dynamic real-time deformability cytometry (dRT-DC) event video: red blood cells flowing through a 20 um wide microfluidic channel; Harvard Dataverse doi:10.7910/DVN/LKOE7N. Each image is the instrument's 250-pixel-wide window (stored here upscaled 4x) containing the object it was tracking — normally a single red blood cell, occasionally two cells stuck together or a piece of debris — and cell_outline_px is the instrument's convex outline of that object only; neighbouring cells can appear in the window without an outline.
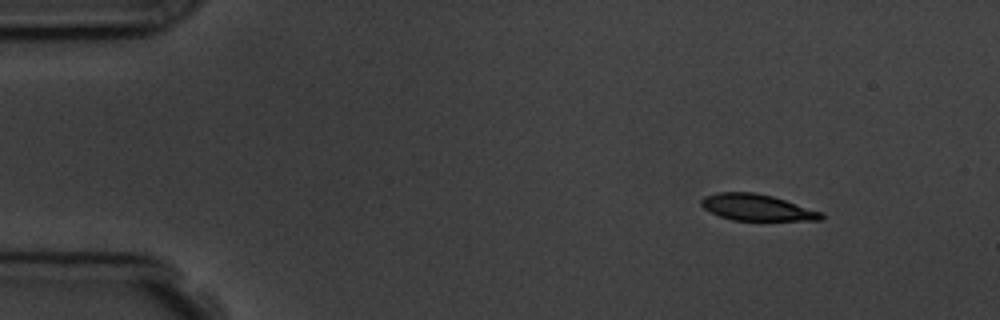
{"species": "common noctule bat (a hibernating species)", "species_latin": "Nyctalus noctula", "temperature_condition": "room temperature", "stored_images_in_passage": 8, "camera_frame_rate_fps": 3000, "um_per_image_px": 0.085, "animal": {"sex": "male", "body_mass_g": 19.5, "forearm_length_mm": 54.6}, "frame": {"image": 1, "passage_image": 1, "time_ms": 0.0, "image_size_px": [1000, 320], "cell_outline_px": [[824, 216], [820, 220], [732, 220], [720, 216], [704, 208], [700, 204], [700, 200], [704, 196], [716, 192], [756, 192], [772, 196], [824, 212]], "centroid_in_image_um": [64.33, 17.62], "position_along_channel_um": 20.7, "area_um2": 18.44}}
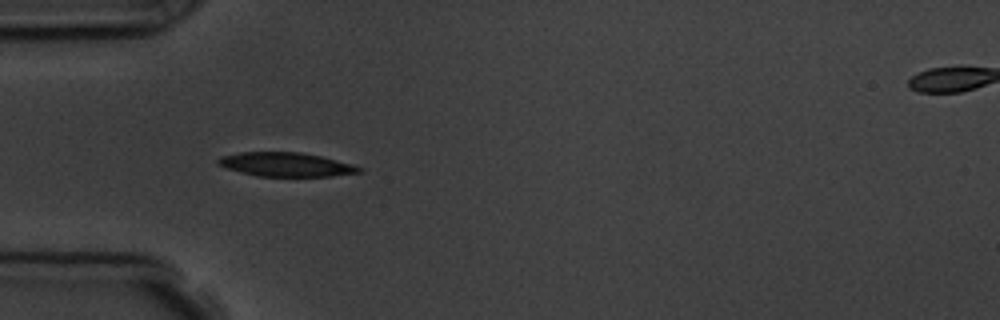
{"frame": {"image": 2, "passage_image": 4, "time_ms": 3.333, "image_size_px": [1000, 320], "cell_outline_px": [[364, 172], [332, 176], [256, 176], [240, 172], [216, 164], [216, 160], [220, 156], [240, 152], [300, 152], [320, 156], [352, 164], [364, 168]], "centroid_in_image_um": [24.31, 13.98], "position_along_channel_um": 60.7, "area_um2": 19.77}}